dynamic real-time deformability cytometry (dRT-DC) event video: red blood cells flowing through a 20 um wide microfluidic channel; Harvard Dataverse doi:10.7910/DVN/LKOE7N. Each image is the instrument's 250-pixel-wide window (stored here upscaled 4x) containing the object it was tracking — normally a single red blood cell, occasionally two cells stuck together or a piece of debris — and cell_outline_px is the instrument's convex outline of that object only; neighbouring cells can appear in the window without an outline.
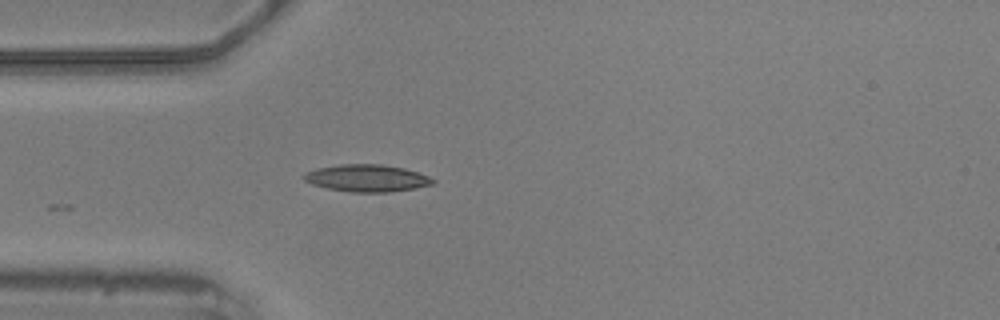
{"species": "common noctule bat (a hibernating species)", "species_latin": "Nyctalus noctula", "temperature_condition": "warm", "stored_images_in_passage": 12, "camera_frame_rate_fps": 3000, "um_per_image_px": 0.085, "animal": {"sex": "male", "body_mass_g": 20.5, "forearm_length_mm": 52.5}, "frame": {"image": 1, "passage_image": 1, "time_ms": 0.0, "image_size_px": [1000, 320], "cell_outline_px": [[436, 184], [388, 192], [352, 192], [328, 188], [312, 184], [304, 180], [304, 172], [316, 168], [340, 164], [380, 164], [404, 168], [428, 176], [436, 180]], "centroid_in_image_um": [31.18, 15.13], "position_along_channel_um": 53.8, "area_um2": 20.29}}
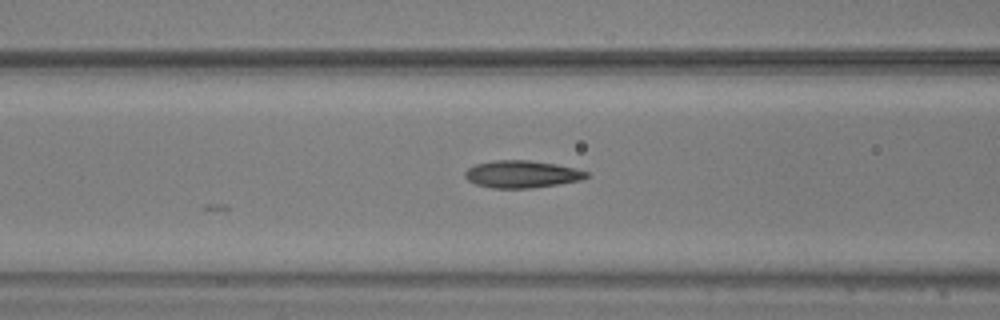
{"frame": {"image": 2, "passage_image": 7, "time_ms": 2.0, "image_size_px": [1000, 320], "cell_outline_px": [[588, 176], [580, 180], [532, 188], [492, 188], [476, 184], [468, 180], [464, 176], [464, 172], [468, 168], [476, 164], [496, 160], [528, 160], [556, 164], [588, 172]], "centroid_in_image_um": [44.31, 14.8], "position_along_channel_um": 122.3, "area_um2": 19.07}}
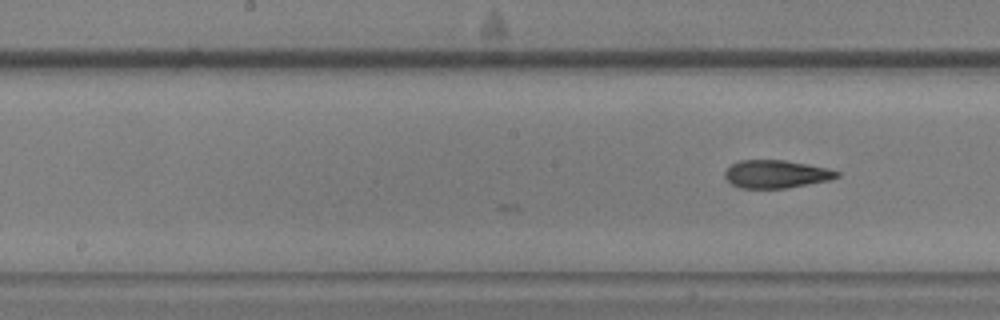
{"frame": {"image": 3, "passage_image": 12, "time_ms": 3.667, "image_size_px": [1000, 320], "cell_outline_px": [[840, 176], [828, 180], [784, 188], [740, 188], [732, 184], [724, 176], [724, 172], [732, 164], [740, 160], [784, 160], [808, 164], [828, 168], [840, 172]], "centroid_in_image_um": [65.96, 14.79], "position_along_channel_um": 182.2, "area_um2": 18.09}}